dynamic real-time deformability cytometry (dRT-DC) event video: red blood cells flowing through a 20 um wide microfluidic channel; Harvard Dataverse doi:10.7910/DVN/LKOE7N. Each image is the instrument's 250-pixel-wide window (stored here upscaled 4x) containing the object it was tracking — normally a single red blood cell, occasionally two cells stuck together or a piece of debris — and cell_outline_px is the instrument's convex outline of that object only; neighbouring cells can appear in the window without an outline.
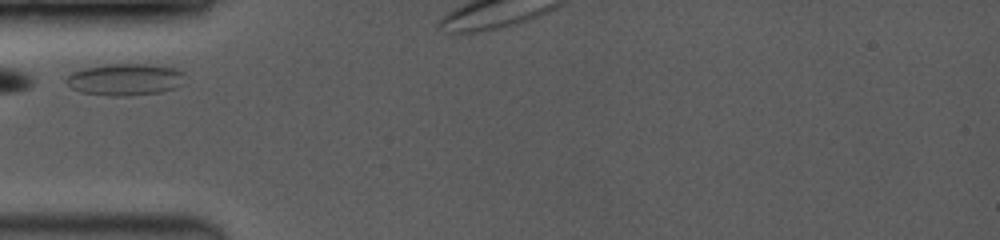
{"species": "common noctule bat (a hibernating species)", "species_latin": "Nyctalus noctula", "temperature_condition": "room temperature", "stored_images_in_passage": 3, "camera_frame_rate_fps": 3500, "um_per_image_px": 0.085, "animal": {"sex": "female", "body_mass_g": 19.0, "forearm_length_mm": 53.3}, "frame": {"image": 1, "passage_image": 1, "time_ms": 0.0, "image_size_px": [1000, 240], "cell_outline_px": [[184, 84], [176, 88], [160, 92], [128, 96], [112, 96], [80, 92], [72, 88], [64, 80], [72, 72], [84, 68], [108, 64], [144, 64], [176, 68], [184, 72]], "centroid_in_image_um": [10.66, 6.76], "position_along_channel_um": 74.3, "area_um2": 22.14}}